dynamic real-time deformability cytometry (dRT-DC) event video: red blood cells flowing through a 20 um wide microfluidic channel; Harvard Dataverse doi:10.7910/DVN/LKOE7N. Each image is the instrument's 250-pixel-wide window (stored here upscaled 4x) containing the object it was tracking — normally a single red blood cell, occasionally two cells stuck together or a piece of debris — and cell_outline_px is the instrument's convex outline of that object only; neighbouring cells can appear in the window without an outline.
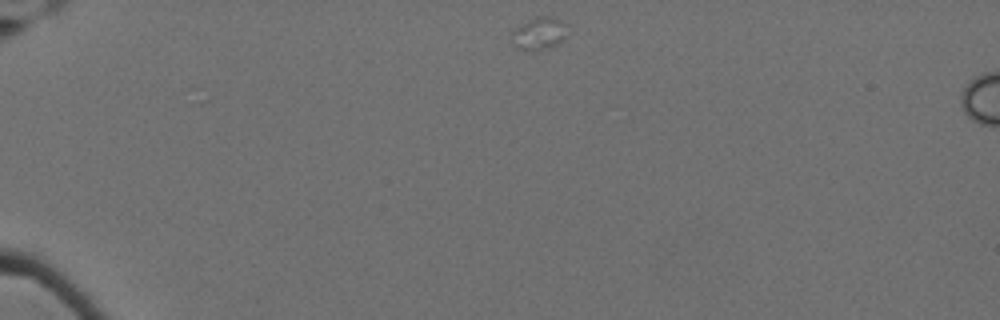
{"species": "Egyptian fruit bat (a non-hibernating species)", "species_latin": "Rousettus aegyptiacus", "temperature_condition": "cold", "stored_images_in_passage": 4, "segment_of_instrument_passage": [1, 2], "camera_frame_rate_fps": 3000, "um_per_image_px": 0.085, "animal": {"sex": "female"}, "frame": {"image": 1, "passage_image": 1, "time_ms": 0.0, "image_size_px": [1000, 320], "cell_outline_px": [[568, 36], [564, 40], [548, 48], [536, 52], [524, 52], [516, 48], [512, 44], [512, 32], [516, 28], [528, 20], [536, 16], [548, 16], [560, 20], [568, 24]], "centroid_in_image_um": [45.85, 2.89], "position_along_channel_um": 39.2, "area_um2": 11.04}}